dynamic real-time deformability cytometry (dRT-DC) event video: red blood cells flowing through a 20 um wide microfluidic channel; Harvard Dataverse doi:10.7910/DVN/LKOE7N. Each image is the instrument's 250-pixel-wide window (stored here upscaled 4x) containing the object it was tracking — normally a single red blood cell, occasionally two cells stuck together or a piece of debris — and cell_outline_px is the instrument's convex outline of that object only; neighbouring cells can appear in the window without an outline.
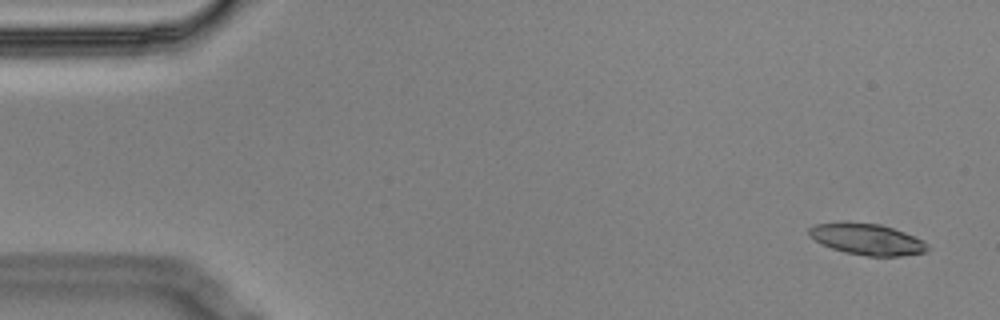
{"species": "Egyptian fruit bat (a non-hibernating species)", "species_latin": "Rousettus aegyptiacus", "temperature_condition": "cold", "stored_images_in_passage": 5, "camera_frame_rate_fps": 3000, "um_per_image_px": 0.085, "animal": {"sex": "male"}, "frame": {"image": 1, "passage_image": 1, "time_ms": 0.0, "image_size_px": [1000, 320], "cell_outline_px": [[932, 248], [924, 252], [900, 256], [864, 256], [844, 252], [832, 248], [808, 236], [808, 228], [816, 224], [880, 224], [904, 232], [924, 240]], "centroid_in_image_um": [73.77, 20.37], "position_along_channel_um": 11.2, "area_um2": 21.04}}
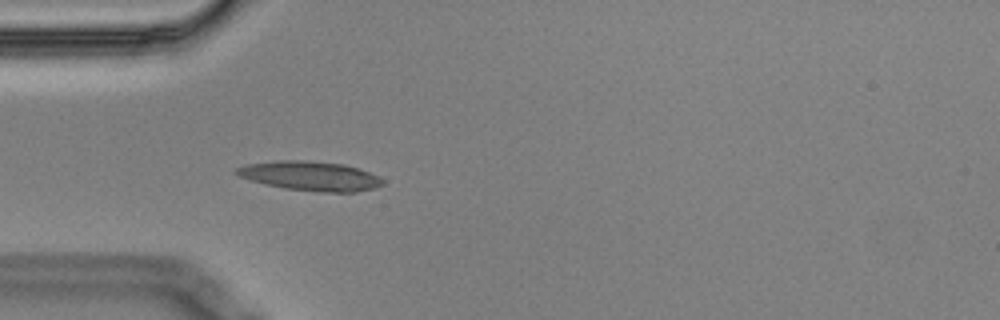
{"frame": {"image": 2, "passage_image": 5, "time_ms": 1.333, "image_size_px": [1000, 320], "cell_outline_px": [[384, 184], [376, 188], [356, 192], [320, 192], [284, 188], [264, 184], [236, 176], [232, 172], [236, 168], [248, 164], [280, 160], [304, 160], [344, 164], [368, 172], [384, 180]], "centroid_in_image_um": [26.34, 14.96], "position_along_channel_um": 58.7, "area_um2": 25.09}}